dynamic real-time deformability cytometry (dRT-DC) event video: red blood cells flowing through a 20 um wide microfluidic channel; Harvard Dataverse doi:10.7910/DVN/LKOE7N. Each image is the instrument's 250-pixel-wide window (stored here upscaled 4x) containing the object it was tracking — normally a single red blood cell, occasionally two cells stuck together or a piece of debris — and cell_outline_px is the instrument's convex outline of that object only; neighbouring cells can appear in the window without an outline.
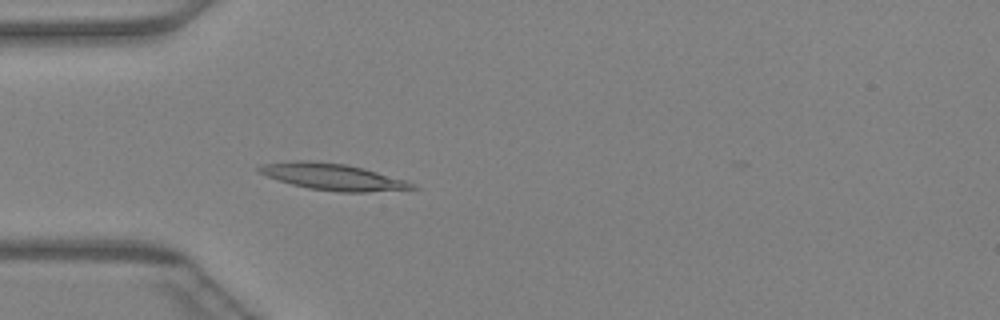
{"species": "Egyptian fruit bat (a non-hibernating species)", "species_latin": "Rousettus aegyptiacus", "temperature_condition": "warm", "stored_images_in_passage": 34, "camera_frame_rate_fps": 3000, "um_per_image_px": 0.085, "animal": {"sex": "female"}, "frame": {"image": 1, "passage_image": 1, "time_ms": 0.0, "image_size_px": [1000, 320], "cell_outline_px": [[420, 188], [368, 192], [336, 192], [308, 188], [292, 184], [268, 176], [260, 172], [256, 168], [264, 164], [292, 160], [312, 160], [344, 164], [364, 168], [408, 180], [416, 184]], "centroid_in_image_um": [28.36, 15.03], "position_along_channel_um": 56.6, "area_um2": 23.76}}
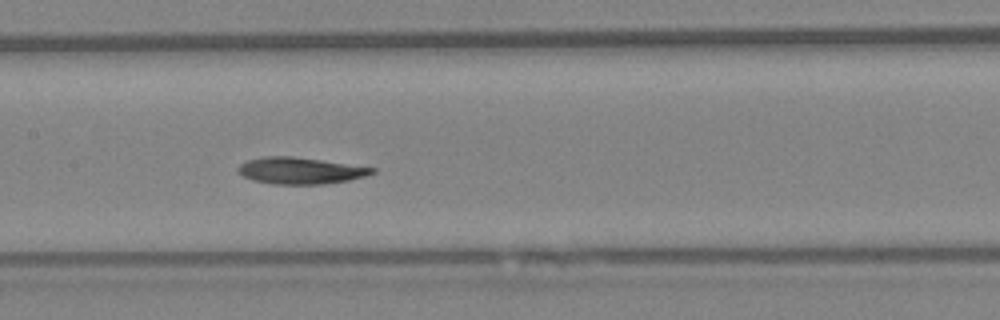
{"frame": {"image": 2, "passage_image": 10, "time_ms": 3.0, "image_size_px": [1000, 320], "cell_outline_px": [[376, 172], [364, 176], [348, 180], [324, 184], [272, 184], [252, 180], [244, 176], [236, 168], [240, 164], [248, 160], [264, 156], [292, 156], [376, 168]], "centroid_in_image_um": [25.5, 14.5], "position_along_channel_um": 181.9, "area_um2": 20.58}}
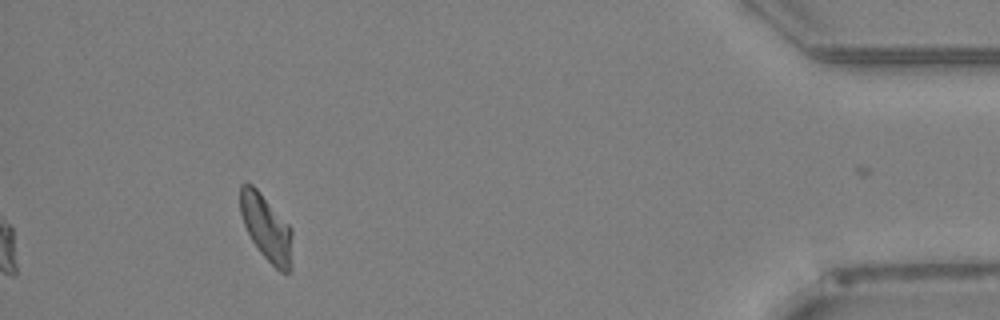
{"frame": {"image": 3, "passage_image": 30, "time_ms": 9.667, "image_size_px": [1000, 320], "cell_outline_px": [[292, 268], [288, 272], [280, 272], [260, 252], [252, 240], [244, 224], [240, 212], [240, 184], [252, 184], [260, 192], [292, 228]], "centroid_in_image_um": [22.66, 19.38], "position_along_channel_um": 412.5, "area_um2": 19.94}}